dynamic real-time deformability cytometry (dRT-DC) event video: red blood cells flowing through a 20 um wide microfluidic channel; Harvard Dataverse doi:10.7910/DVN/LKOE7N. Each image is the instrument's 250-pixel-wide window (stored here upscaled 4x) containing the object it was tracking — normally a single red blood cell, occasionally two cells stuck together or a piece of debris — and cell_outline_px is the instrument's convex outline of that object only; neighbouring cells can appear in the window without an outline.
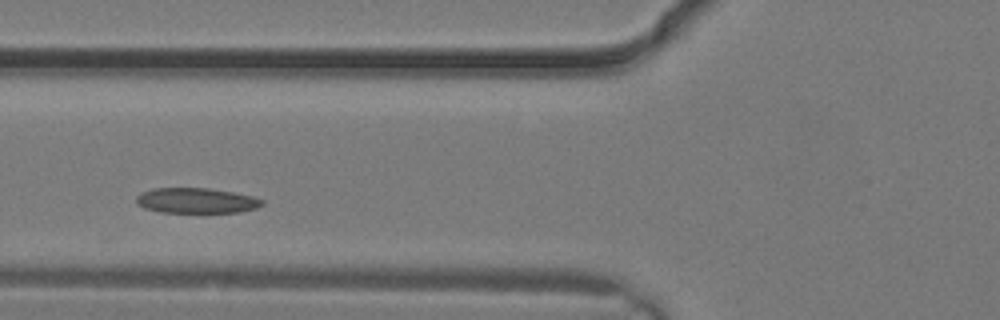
{"species": "common noctule bat (a hibernating species)", "species_latin": "Nyctalus noctula", "temperature_condition": "warm", "stored_images_in_passage": 2, "camera_frame_rate_fps": 3000, "um_per_image_px": 0.085, "animal": {"sex": "male", "body_mass_g": 19.2, "forearm_length_mm": 51.8}, "frame": {"image": 1, "passage_image": 2, "time_ms": 0.333, "image_size_px": [1000, 320], "cell_outline_px": [[264, 204], [256, 208], [240, 212], [160, 212], [144, 208], [136, 204], [136, 196], [140, 192], [152, 188], [208, 188], [232, 192], [252, 196], [264, 200]], "centroid_in_image_um": [16.65, 17.04], "position_along_channel_um": 109.1, "area_um2": 18.61}}